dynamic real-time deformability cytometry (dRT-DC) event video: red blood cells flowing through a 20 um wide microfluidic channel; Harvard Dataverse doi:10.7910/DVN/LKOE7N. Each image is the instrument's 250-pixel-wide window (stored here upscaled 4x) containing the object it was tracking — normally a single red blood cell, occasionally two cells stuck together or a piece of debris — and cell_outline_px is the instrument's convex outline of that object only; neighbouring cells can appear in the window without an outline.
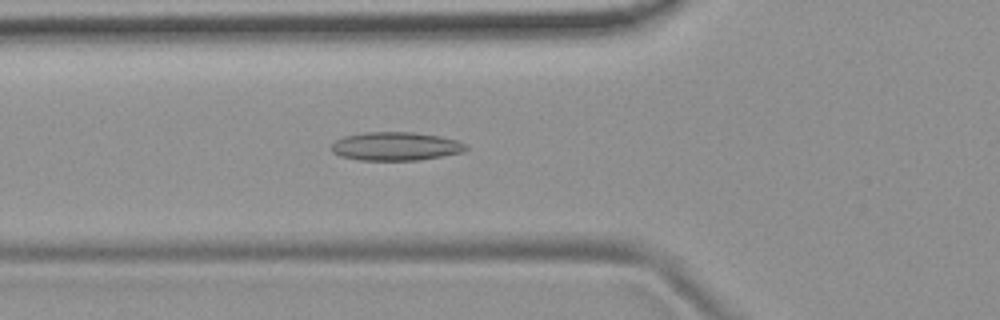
{"species": "common noctule bat (a hibernating species)", "species_latin": "Nyctalus noctula", "temperature_condition": "room temperature", "stored_images_in_passage": 53, "camera_frame_rate_fps": 3000, "um_per_image_px": 0.085, "animal": {"sex": "female", "body_mass_g": 19.9}, "frame": {"image": 1, "passage_image": 19, "time_ms": 6.0, "image_size_px": [1000, 320], "cell_outline_px": [[468, 148], [460, 152], [420, 160], [360, 160], [340, 156], [332, 152], [332, 144], [336, 140], [344, 136], [364, 132], [412, 132], [440, 136], [456, 140], [468, 144]], "centroid_in_image_um": [33.62, 12.43], "position_along_channel_um": 92.2, "area_um2": 22.25}}
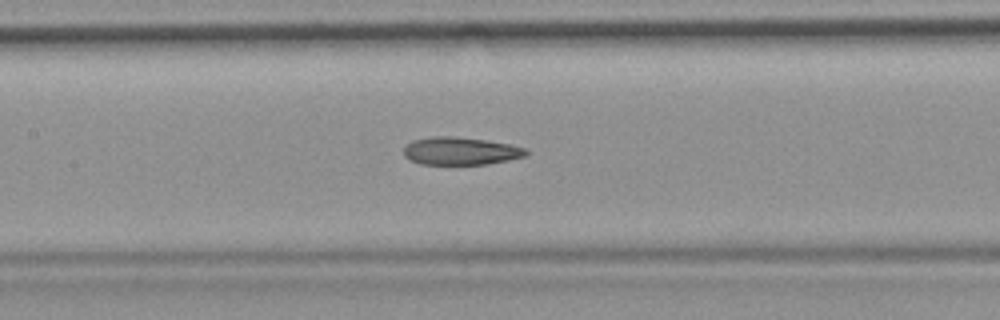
{"frame": {"image": 2, "passage_image": 25, "time_ms": 8.0, "image_size_px": [1000, 320], "cell_outline_px": [[528, 152], [524, 156], [508, 160], [488, 164], [420, 164], [408, 160], [404, 156], [404, 148], [412, 140], [432, 136], [456, 136], [484, 140], [508, 144], [524, 148]], "centroid_in_image_um": [39.09, 12.84], "position_along_channel_um": 168.3, "area_um2": 19.71}}
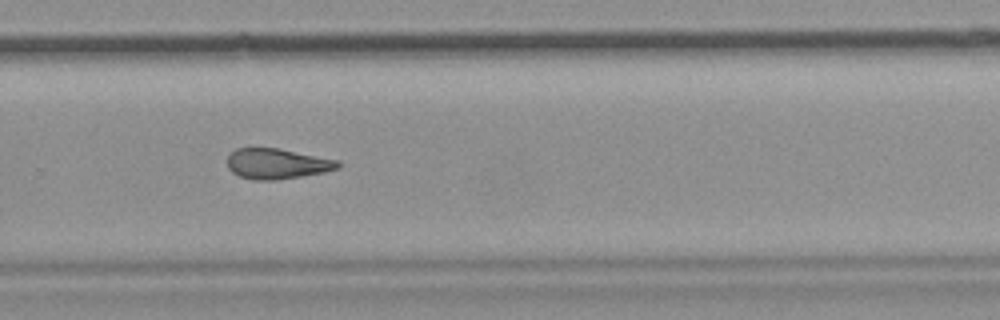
{"frame": {"image": 3, "passage_image": 36, "time_ms": 11.667, "image_size_px": [1000, 320], "cell_outline_px": [[340, 168], [324, 172], [304, 176], [276, 180], [252, 180], [240, 176], [232, 172], [228, 168], [228, 156], [236, 148], [280, 148], [340, 160]], "centroid_in_image_um": [23.59, 13.92], "position_along_channel_um": 306.2, "area_um2": 19.83}, "authors_computed_cell_mechanics": {"area_um2": 20.6346, "velocity_mm_per_s": 3.7809, "shape_relaxation_time_tau1_ms": null, "shape_relaxation_time_tau2_ms": 4.3633, "deformation_change_tau1": null, "deformation_change_tau2": 0.1247}}